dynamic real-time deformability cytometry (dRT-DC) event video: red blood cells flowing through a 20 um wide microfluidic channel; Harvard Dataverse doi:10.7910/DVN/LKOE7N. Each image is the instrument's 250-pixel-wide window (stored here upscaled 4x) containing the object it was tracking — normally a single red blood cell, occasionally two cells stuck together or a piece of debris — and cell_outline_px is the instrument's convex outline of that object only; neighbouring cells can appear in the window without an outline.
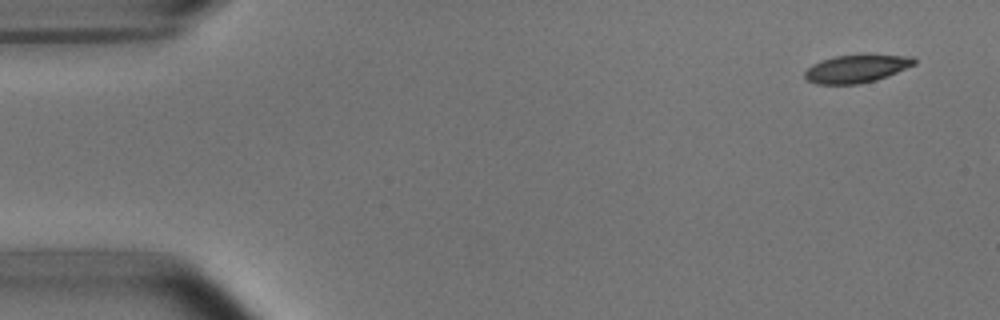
{"species": "common noctule bat (a hibernating species)", "species_latin": "Nyctalus noctula", "temperature_condition": "room temperature", "stored_images_in_passage": 7, "camera_frame_rate_fps": 3000, "um_per_image_px": 0.085, "animal": {"sex": "male", "body_mass_g": 15.6}, "frame": {"image": 1, "passage_image": 1, "time_ms": 0.0, "image_size_px": [1000, 320], "cell_outline_px": [[916, 64], [888, 76], [876, 80], [860, 84], [816, 84], [808, 80], [804, 76], [804, 72], [812, 64], [820, 60], [836, 56], [868, 52], [912, 56], [916, 60]], "centroid_in_image_um": [72.85, 5.79], "position_along_channel_um": 12.1, "area_um2": 18.55}}